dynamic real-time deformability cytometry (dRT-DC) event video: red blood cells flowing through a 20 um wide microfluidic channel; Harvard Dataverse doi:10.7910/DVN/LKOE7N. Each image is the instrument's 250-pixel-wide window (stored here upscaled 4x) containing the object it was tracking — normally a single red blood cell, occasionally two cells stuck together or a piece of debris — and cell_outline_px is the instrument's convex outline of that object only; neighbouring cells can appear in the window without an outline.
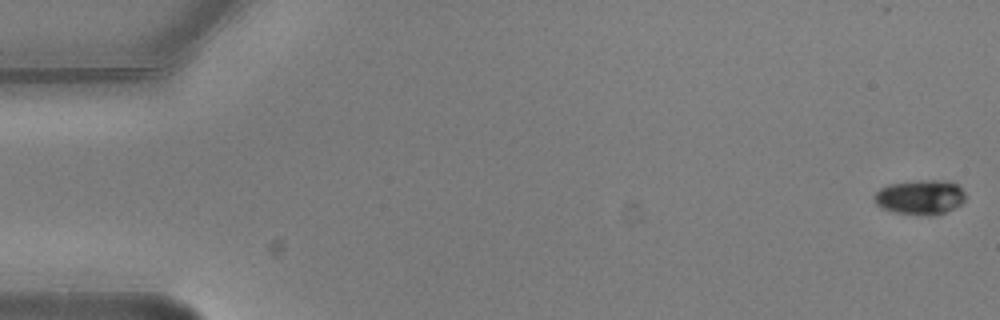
{"species": "common noctule bat (a hibernating species)", "species_latin": "Nyctalus noctula", "temperature_condition": "warm", "stored_images_in_passage": 4, "camera_frame_rate_fps": 3000, "um_per_image_px": 0.085, "animal": {"sex": "male", "body_mass_g": 20.5, "forearm_length_mm": 52.5}, "frame": {"image": 1, "passage_image": 1, "time_ms": 0.0, "image_size_px": [1000, 320], "cell_outline_px": [[964, 200], [960, 204], [944, 212], [932, 216], [928, 216], [892, 212], [880, 208], [872, 200], [872, 196], [880, 188], [888, 184], [920, 180], [948, 180], [956, 184], [964, 192]], "centroid_in_image_um": [78.15, 16.76], "position_along_channel_um": 6.9, "area_um2": 18.61}}